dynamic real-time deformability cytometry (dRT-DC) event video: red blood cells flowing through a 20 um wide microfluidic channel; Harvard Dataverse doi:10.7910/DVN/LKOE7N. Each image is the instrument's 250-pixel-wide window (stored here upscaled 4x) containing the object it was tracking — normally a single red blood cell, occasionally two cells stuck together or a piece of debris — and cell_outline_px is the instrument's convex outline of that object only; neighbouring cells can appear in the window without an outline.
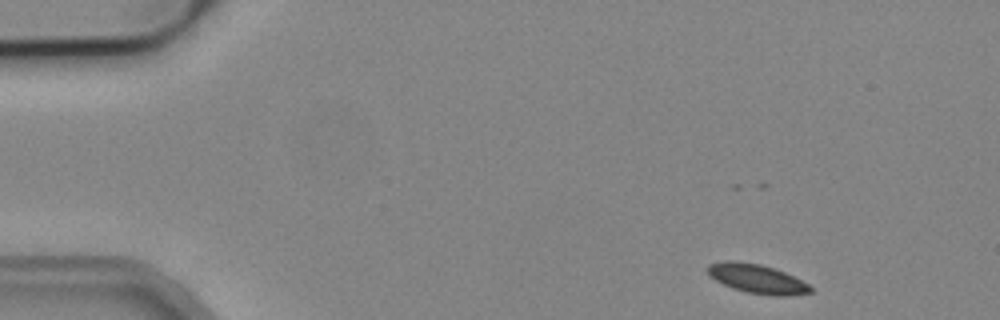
{"species": "common noctule bat (a hibernating species)", "species_latin": "Nyctalus noctula", "temperature_condition": "cold", "stored_images_in_passage": 4, "camera_frame_rate_fps": 3000, "um_per_image_px": 0.085, "animal": {"sex": "male", "body_mass_g": 19.2, "forearm_length_mm": 51.8}, "frame": {"image": 1, "passage_image": 1, "time_ms": 0.0, "image_size_px": [1000, 320], "cell_outline_px": [[812, 292], [792, 296], [772, 296], [748, 292], [732, 288], [708, 276], [708, 264], [724, 260], [732, 260], [760, 264], [784, 272], [808, 284], [812, 288]], "centroid_in_image_um": [64.33, 23.7], "position_along_channel_um": 20.7, "area_um2": 17.4}}
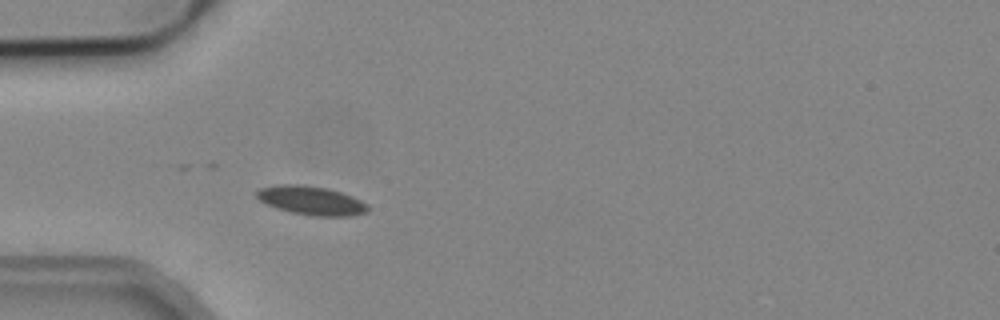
{"frame": {"image": 2, "passage_image": 4, "time_ms": 1.0, "image_size_px": [1000, 320], "cell_outline_px": [[368, 208], [364, 212], [352, 216], [312, 216], [292, 212], [276, 208], [260, 200], [256, 196], [256, 192], [260, 188], [276, 184], [304, 184], [328, 188], [352, 196], [368, 204]], "centroid_in_image_um": [26.44, 17.03], "position_along_channel_um": 58.6, "area_um2": 18.67}}